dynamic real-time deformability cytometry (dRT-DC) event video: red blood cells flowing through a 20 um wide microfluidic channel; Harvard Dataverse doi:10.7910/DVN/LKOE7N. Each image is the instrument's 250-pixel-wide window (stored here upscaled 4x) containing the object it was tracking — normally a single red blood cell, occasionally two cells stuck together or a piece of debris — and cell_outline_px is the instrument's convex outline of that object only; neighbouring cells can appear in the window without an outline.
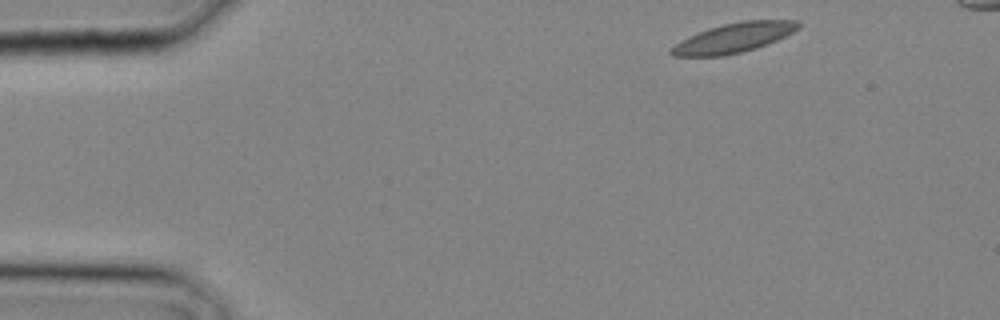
{"species": "common noctule bat (a hibernating species)", "species_latin": "Nyctalus noctula", "temperature_condition": "cold", "stored_images_in_passage": 8, "camera_frame_rate_fps": 3000, "um_per_image_px": 0.085, "animal": {"sex": "male", "body_mass_g": 20.4}, "frame": {"image": 1, "passage_image": 1, "time_ms": 0.0, "image_size_px": [1000, 320], "cell_outline_px": [[804, 24], [800, 28], [768, 44], [756, 48], [724, 56], [672, 56], [668, 52], [676, 44], [708, 28], [724, 24], [744, 20], [800, 20]], "centroid_in_image_um": [62.45, 3.2], "position_along_channel_um": 22.6, "area_um2": 21.68}}
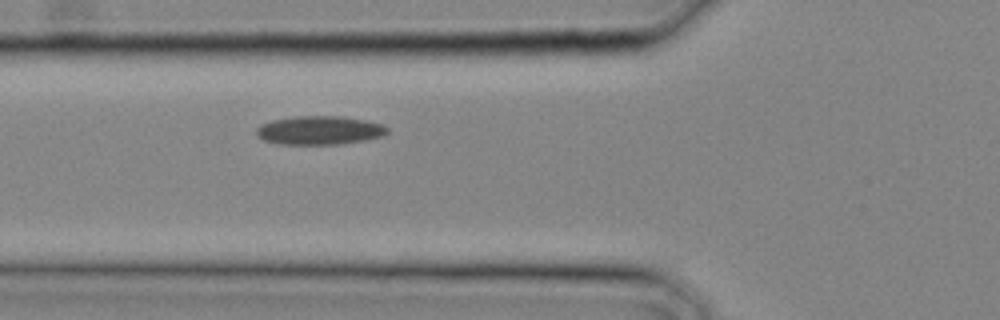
{"frame": {"image": 2, "passage_image": 8, "time_ms": 2.333, "image_size_px": [1000, 320], "cell_outline_px": [[388, 132], [384, 136], [364, 140], [340, 144], [280, 144], [264, 140], [256, 136], [256, 128], [260, 124], [272, 120], [296, 116], [344, 116], [364, 120], [380, 124], [388, 128]], "centroid_in_image_um": [27.13, 11.07], "position_along_channel_um": 98.7, "area_um2": 21.91}}